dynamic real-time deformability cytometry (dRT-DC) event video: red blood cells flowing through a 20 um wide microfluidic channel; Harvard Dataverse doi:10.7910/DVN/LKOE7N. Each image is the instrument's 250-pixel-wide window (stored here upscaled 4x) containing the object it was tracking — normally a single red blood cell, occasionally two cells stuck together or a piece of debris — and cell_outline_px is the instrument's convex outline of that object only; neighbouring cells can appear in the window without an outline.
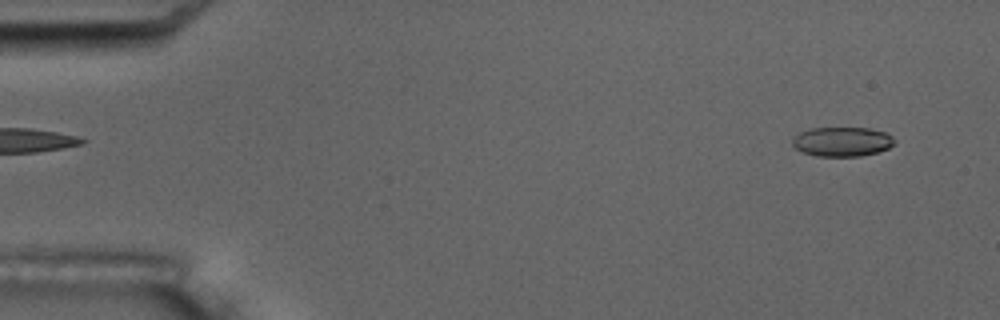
{"species": "common noctule bat (a hibernating species)", "species_latin": "Nyctalus noctula", "temperature_condition": "room temperature", "stored_images_in_passage": 5, "camera_frame_rate_fps": 3000, "um_per_image_px": 0.085, "animal": {"sex": "male", "body_mass_g": 17.5, "forearm_length_mm": 52.3}, "frame": {"image": 1, "passage_image": 1, "time_ms": 0.0, "image_size_px": [1000, 320], "cell_outline_px": [[896, 144], [888, 148], [876, 152], [860, 156], [816, 156], [804, 152], [796, 148], [792, 144], [792, 140], [800, 132], [812, 128], [872, 128], [884, 132], [892, 136], [896, 140]], "centroid_in_image_um": [71.62, 12.04], "position_along_channel_um": 13.4, "area_um2": 17.46}}